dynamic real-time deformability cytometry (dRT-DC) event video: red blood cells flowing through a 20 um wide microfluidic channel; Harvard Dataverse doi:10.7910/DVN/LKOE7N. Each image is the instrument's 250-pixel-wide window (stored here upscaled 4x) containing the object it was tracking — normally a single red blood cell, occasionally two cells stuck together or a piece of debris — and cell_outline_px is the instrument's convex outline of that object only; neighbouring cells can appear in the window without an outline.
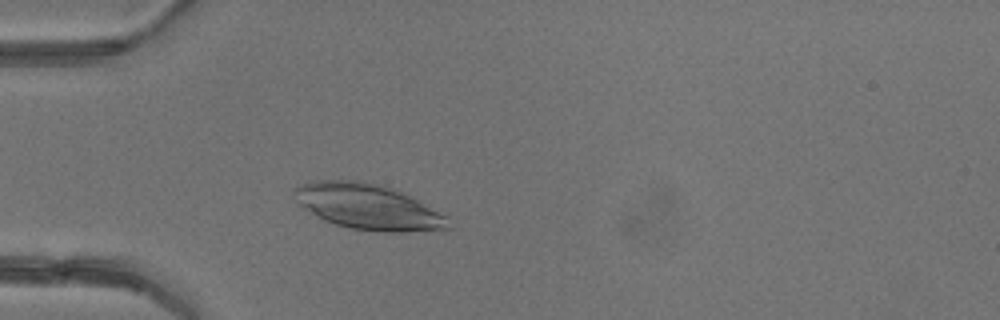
{"species": "common noctule bat (a hibernating species)", "species_latin": "Nyctalus noctula", "temperature_condition": "warm", "stored_images_in_passage": 3, "camera_frame_rate_fps": 3000, "um_per_image_px": 0.085, "animal": {"sex": "female"}, "frame": {"image": 1, "passage_image": 3, "time_ms": 2.333, "image_size_px": [1000, 320], "cell_outline_px": [[452, 228], [400, 232], [380, 232], [352, 228], [336, 224], [324, 220], [316, 216], [296, 204], [292, 192], [292, 188], [312, 180], [360, 180], [380, 184], [392, 188], [448, 216]], "centroid_in_image_um": [31.22, 17.56], "position_along_channel_um": 53.8, "area_um2": 40.92}}